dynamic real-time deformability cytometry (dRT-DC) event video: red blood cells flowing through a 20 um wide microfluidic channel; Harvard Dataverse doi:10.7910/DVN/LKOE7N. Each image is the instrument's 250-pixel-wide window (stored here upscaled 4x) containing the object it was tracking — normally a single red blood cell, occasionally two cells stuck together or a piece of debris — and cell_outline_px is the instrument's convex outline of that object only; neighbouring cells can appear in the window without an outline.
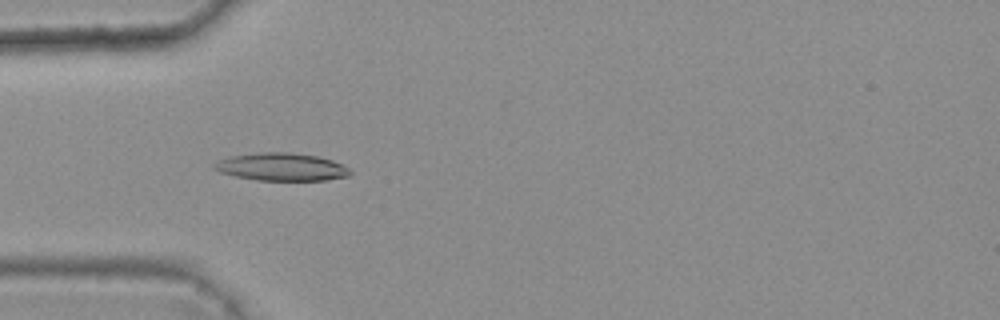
{"species": "common noctule bat (a hibernating species)", "species_latin": "Nyctalus noctula", "temperature_condition": "warm", "stored_images_in_passage": 6, "camera_frame_rate_fps": 3000, "um_per_image_px": 0.085, "animal": {"sex": "female", "body_mass_g": 25.1}, "frame": {"image": 1, "passage_image": 5, "time_ms": 1.333, "image_size_px": [1000, 320], "cell_outline_px": [[352, 172], [348, 176], [324, 180], [256, 180], [236, 176], [220, 172], [212, 168], [212, 164], [228, 156], [260, 152], [292, 152], [316, 156], [332, 160], [348, 168]], "centroid_in_image_um": [23.89, 14.18], "position_along_channel_um": 61.1, "area_um2": 21.91}}
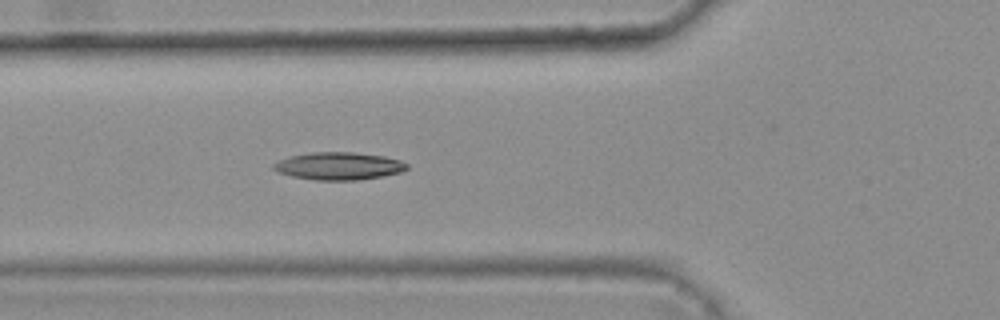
{"frame": {"image": 2, "passage_image": 6, "time_ms": 1.667, "image_size_px": [1000, 320], "cell_outline_px": [[408, 168], [400, 172], [380, 176], [356, 180], [316, 180], [292, 176], [280, 172], [272, 168], [272, 164], [288, 156], [312, 152], [352, 152], [384, 156], [400, 160], [408, 164]], "centroid_in_image_um": [28.78, 14.1], "position_along_channel_um": 97.0, "area_um2": 21.27}}